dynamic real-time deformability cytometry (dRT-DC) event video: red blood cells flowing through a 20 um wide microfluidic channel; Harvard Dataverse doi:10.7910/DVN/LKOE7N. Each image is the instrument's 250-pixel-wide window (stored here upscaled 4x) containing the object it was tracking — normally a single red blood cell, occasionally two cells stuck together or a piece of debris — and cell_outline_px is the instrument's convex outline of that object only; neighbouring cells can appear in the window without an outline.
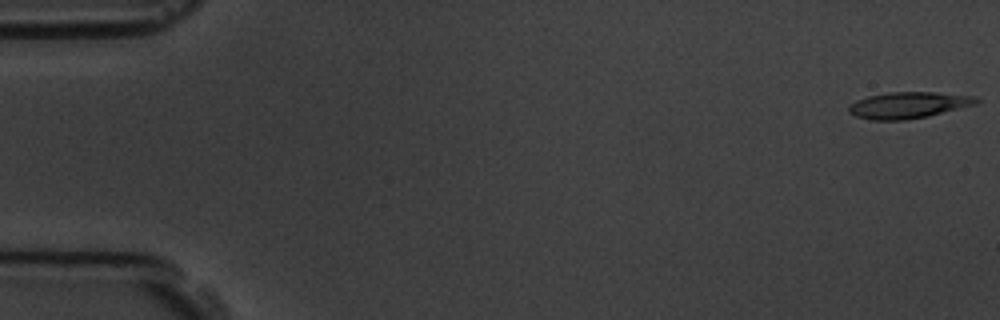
{"species": "common noctule bat (a hibernating species)", "species_latin": "Nyctalus noctula", "temperature_condition": "room temperature", "stored_images_in_passage": 6, "segment_of_instrument_passage": [1, 2], "camera_frame_rate_fps": 3000, "um_per_image_px": 0.085, "animal": {"sex": "male", "body_mass_g": 19.5, "forearm_length_mm": 54.6}, "frame": {"image": 1, "passage_image": 1, "time_ms": 0.0, "image_size_px": [1000, 320], "cell_outline_px": [[980, 100], [976, 104], [928, 116], [904, 120], [872, 120], [856, 116], [848, 112], [848, 104], [856, 100], [868, 96], [888, 92], [936, 92], [976, 96]], "centroid_in_image_um": [77.19, 8.93], "position_along_channel_um": 7.8, "area_um2": 19.65}}
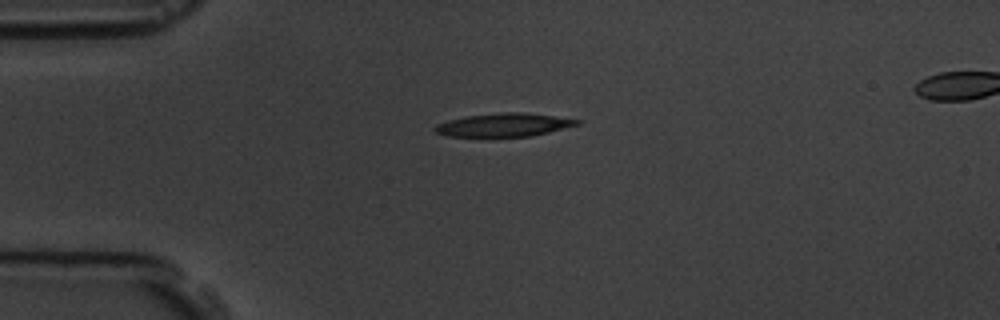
{"frame": {"image": 2, "passage_image": 4, "time_ms": 4.333, "image_size_px": [1000, 320], "cell_outline_px": [[584, 120], [580, 124], [532, 136], [448, 136], [436, 132], [432, 128], [436, 124], [448, 120], [468, 116], [504, 112], [520, 112]], "centroid_in_image_um": [42.84, 10.61], "position_along_channel_um": 42.2, "area_um2": 19.02}}